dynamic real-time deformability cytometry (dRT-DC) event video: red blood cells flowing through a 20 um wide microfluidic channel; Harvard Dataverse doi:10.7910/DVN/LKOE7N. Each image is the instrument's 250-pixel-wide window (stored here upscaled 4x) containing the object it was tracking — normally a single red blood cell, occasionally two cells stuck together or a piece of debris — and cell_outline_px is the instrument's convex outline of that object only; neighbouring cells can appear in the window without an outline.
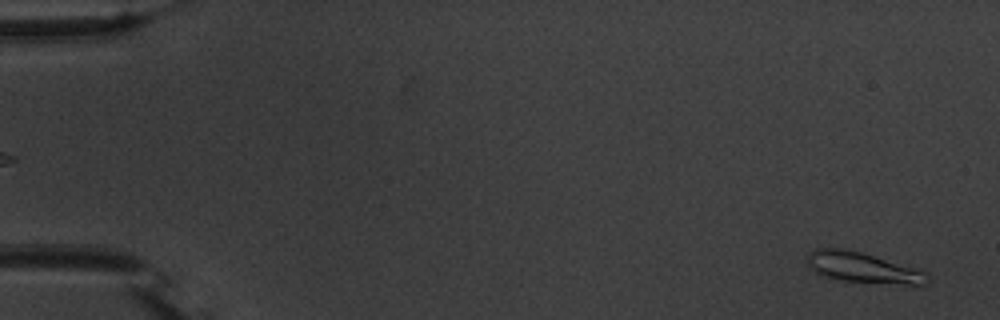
{"species": "common noctule bat (a hibernating species)", "species_latin": "Nyctalus noctula", "temperature_condition": "warm", "stored_images_in_passage": 4, "camera_frame_rate_fps": 3000, "um_per_image_px": 0.085, "animal": {"sex": "male", "body_mass_g": 20.1, "forearm_length_mm": 53.5}, "frame": {"image": 1, "passage_image": 2, "time_ms": 0.333, "image_size_px": [1000, 320], "cell_outline_px": [[928, 284], [920, 288], [840, 280], [820, 276], [808, 264], [804, 256], [808, 252], [816, 248], [848, 248], [928, 272]], "centroid_in_image_um": [73.41, 22.79], "position_along_channel_um": 11.6, "area_um2": 22.37}}